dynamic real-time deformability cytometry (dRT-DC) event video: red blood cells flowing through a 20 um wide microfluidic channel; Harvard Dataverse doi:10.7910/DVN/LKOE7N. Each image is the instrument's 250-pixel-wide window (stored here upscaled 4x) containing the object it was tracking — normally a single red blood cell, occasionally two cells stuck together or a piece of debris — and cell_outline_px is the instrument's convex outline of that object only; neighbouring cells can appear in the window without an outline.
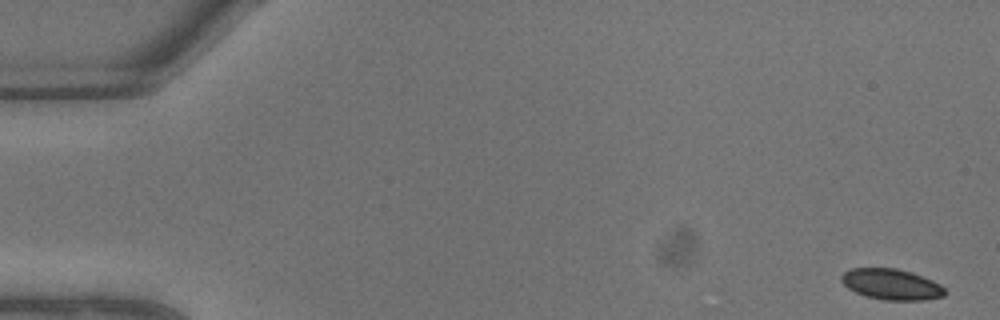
{"species": "common noctule bat (a hibernating species)", "species_latin": "Nyctalus noctula", "temperature_condition": "warm", "stored_images_in_passage": 7, "camera_frame_rate_fps": 3000, "um_per_image_px": 0.085, "animal": {"sex": "male", "body_mass_g": 13.3}, "frame": {"image": 1, "passage_image": 1, "time_ms": 0.0, "image_size_px": [1000, 320], "cell_outline_px": [[948, 292], [944, 296], [924, 300], [884, 300], [868, 296], [856, 292], [848, 288], [840, 280], [840, 276], [844, 272], [852, 268], [896, 268], [912, 272], [932, 280], [940, 284]], "centroid_in_image_um": [75.79, 24.16], "position_along_channel_um": 9.2, "area_um2": 18.61}}
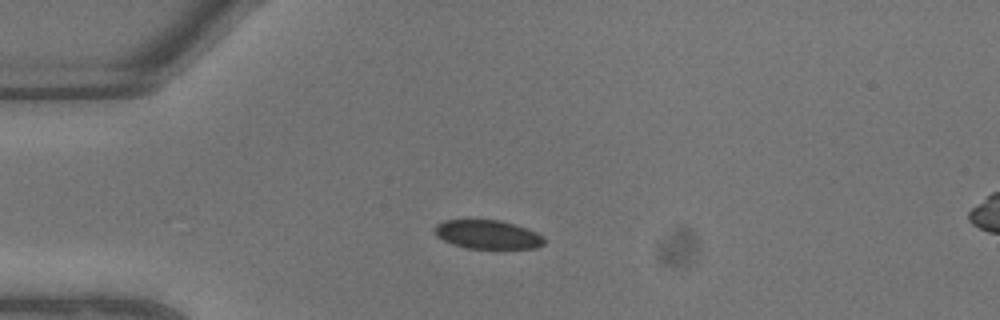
{"frame": {"image": 2, "passage_image": 6, "time_ms": 1.667, "image_size_px": [1000, 320], "cell_outline_px": [[544, 244], [536, 248], [468, 248], [452, 244], [436, 236], [432, 232], [432, 228], [436, 224], [444, 220], [500, 220], [536, 232], [544, 236]], "centroid_in_image_um": [41.39, 19.93], "position_along_channel_um": 43.6, "area_um2": 18.32}}